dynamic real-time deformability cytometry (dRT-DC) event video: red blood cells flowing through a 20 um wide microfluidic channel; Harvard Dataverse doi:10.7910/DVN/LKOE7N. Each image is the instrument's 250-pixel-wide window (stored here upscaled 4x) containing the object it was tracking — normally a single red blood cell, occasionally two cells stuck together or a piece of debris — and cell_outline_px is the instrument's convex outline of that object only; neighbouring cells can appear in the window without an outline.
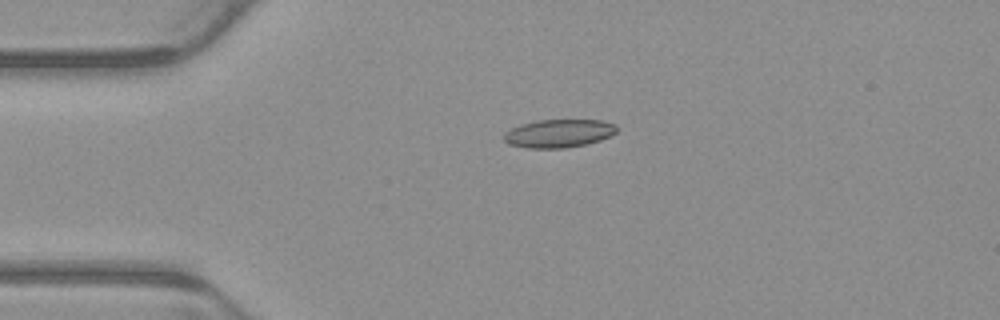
{"species": "common noctule bat (a hibernating species)", "species_latin": "Nyctalus noctula", "temperature_condition": "warm", "stored_images_in_passage": 5, "camera_frame_rate_fps": 3000, "um_per_image_px": 0.085, "animal": {"sex": "male", "body_mass_g": 23.1, "forearm_length_mm": 52.7}, "frame": {"image": 1, "passage_image": 4, "time_ms": 1.0, "image_size_px": [1000, 320], "cell_outline_px": [[616, 132], [600, 140], [584, 144], [564, 148], [528, 148], [508, 144], [504, 140], [504, 132], [520, 124], [536, 120], [600, 120], [616, 124]], "centroid_in_image_um": [47.46, 11.33], "position_along_channel_um": 37.5, "area_um2": 18.44}}